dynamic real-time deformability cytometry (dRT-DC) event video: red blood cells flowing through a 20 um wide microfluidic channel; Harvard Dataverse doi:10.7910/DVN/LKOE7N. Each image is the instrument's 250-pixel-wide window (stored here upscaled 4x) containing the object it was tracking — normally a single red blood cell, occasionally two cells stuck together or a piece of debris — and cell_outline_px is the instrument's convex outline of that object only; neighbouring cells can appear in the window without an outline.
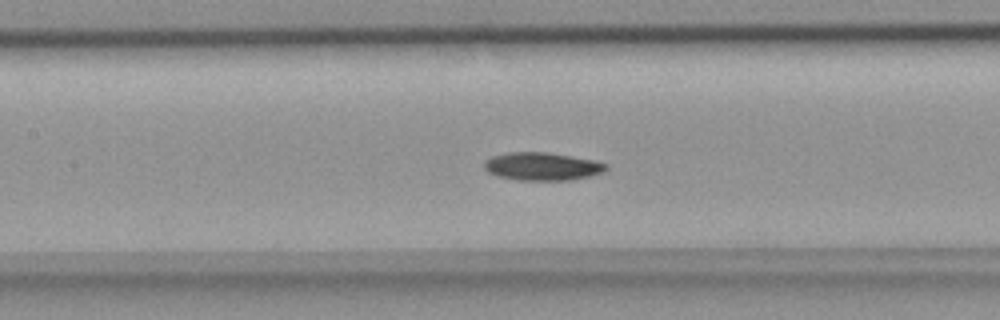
{"species": "common noctule bat (a hibernating species)", "species_latin": "Nyctalus noctula", "temperature_condition": "room temperature", "stored_images_in_passage": 42, "camera_frame_rate_fps": 3000, "um_per_image_px": 0.085, "animal": {"sex": "female", "body_mass_g": 18.4}, "frame": {"image": 1, "passage_image": 22, "time_ms": 7.0, "image_size_px": [1000, 320], "cell_outline_px": [[608, 168], [604, 172], [572, 180], [516, 180], [496, 176], [488, 172], [484, 168], [484, 160], [492, 156], [504, 152], [548, 152], [592, 160], [608, 164]], "centroid_in_image_um": [46.04, 14.14], "position_along_channel_um": 161.4, "area_um2": 20.0}}
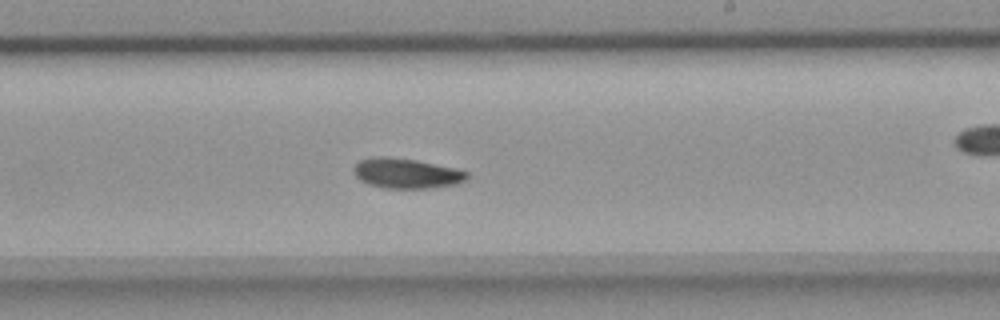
{"frame": {"image": 2, "passage_image": 29, "time_ms": 9.333, "image_size_px": [1000, 320], "cell_outline_px": [[468, 180], [456, 184], [428, 188], [384, 188], [368, 184], [360, 180], [352, 172], [352, 168], [360, 160], [376, 156], [384, 156], [416, 160], [456, 168], [468, 172]], "centroid_in_image_um": [34.54, 14.73], "position_along_channel_um": 254.5, "area_um2": 19.94}}
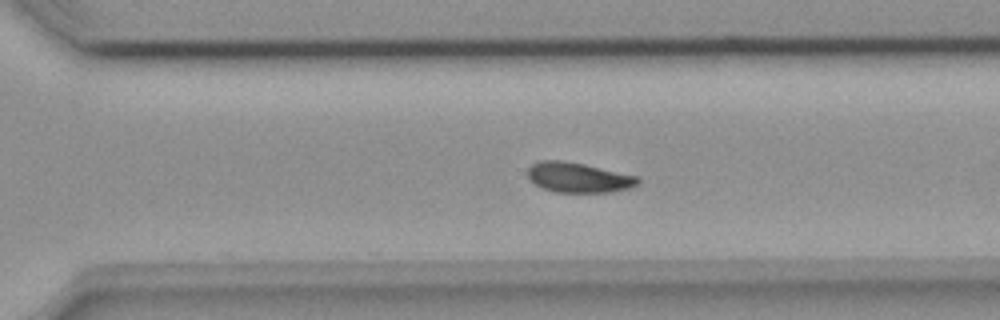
{"frame": {"image": 3, "passage_image": 34, "time_ms": 11.0, "image_size_px": [1000, 320], "cell_outline_px": [[640, 180], [632, 188], [608, 192], [552, 192], [536, 184], [528, 176], [528, 168], [532, 164], [540, 160], [564, 160], [584, 164], [640, 176]], "centroid_in_image_um": [49.2, 15.08], "position_along_channel_um": 321.4, "area_um2": 19.31}}